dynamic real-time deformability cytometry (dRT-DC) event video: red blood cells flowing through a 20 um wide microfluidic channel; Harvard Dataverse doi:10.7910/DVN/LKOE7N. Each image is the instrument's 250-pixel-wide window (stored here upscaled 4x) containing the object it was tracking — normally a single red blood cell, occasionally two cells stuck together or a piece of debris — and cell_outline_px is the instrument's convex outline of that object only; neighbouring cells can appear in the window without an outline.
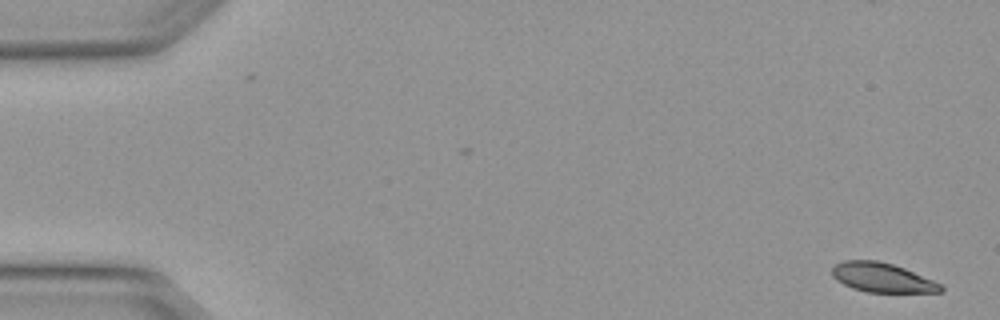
{"species": "Egyptian fruit bat (a non-hibernating species)", "species_latin": "Rousettus aegyptiacus", "temperature_condition": "warm", "stored_images_in_passage": 7, "camera_frame_rate_fps": 3000, "um_per_image_px": 0.085, "animal": {"sex": "female"}, "frame": {"image": 1, "passage_image": 1, "time_ms": 0.0, "image_size_px": [1000, 320], "cell_outline_px": [[944, 292], [868, 292], [852, 288], [836, 280], [832, 276], [832, 268], [836, 264], [844, 260], [880, 260], [904, 268], [932, 280], [940, 284], [944, 288]], "centroid_in_image_um": [74.97, 23.59], "position_along_channel_um": 10.0, "area_um2": 18.5}}
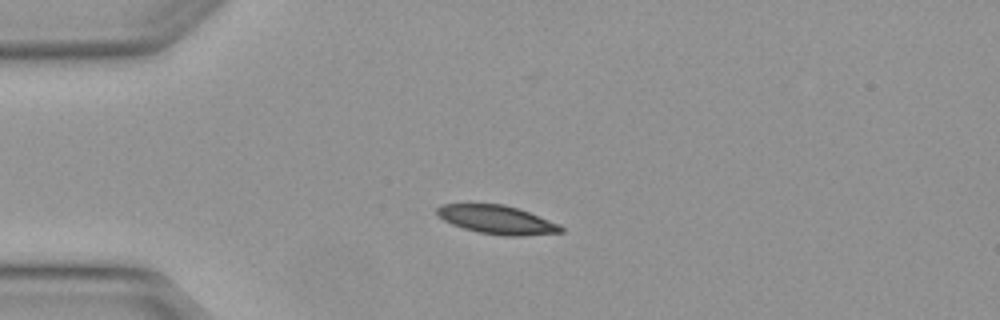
{"frame": {"image": 2, "passage_image": 4, "time_ms": 1.0, "image_size_px": [1000, 320], "cell_outline_px": [[564, 232], [520, 236], [504, 236], [480, 232], [464, 228], [452, 224], [444, 220], [436, 212], [436, 208], [440, 204], [504, 204], [528, 212], [560, 224], [564, 228]], "centroid_in_image_um": [42.26, 18.68], "position_along_channel_um": 42.7, "area_um2": 20.46}}
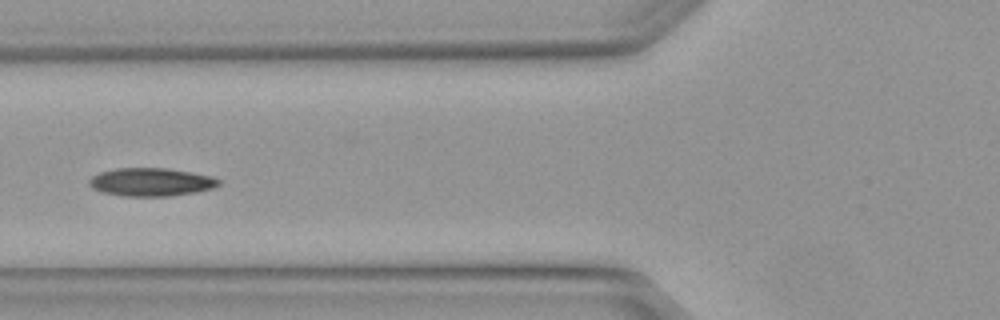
{"frame": {"image": 3, "passage_image": 6, "time_ms": 1.667, "image_size_px": [1000, 320], "cell_outline_px": [[220, 184], [212, 188], [196, 192], [168, 196], [124, 196], [100, 192], [92, 188], [88, 184], [88, 180], [92, 176], [100, 172], [116, 168], [168, 168], [192, 172], [212, 176], [220, 180]], "centroid_in_image_um": [12.82, 15.47], "position_along_channel_um": 113.0, "area_um2": 21.39}}